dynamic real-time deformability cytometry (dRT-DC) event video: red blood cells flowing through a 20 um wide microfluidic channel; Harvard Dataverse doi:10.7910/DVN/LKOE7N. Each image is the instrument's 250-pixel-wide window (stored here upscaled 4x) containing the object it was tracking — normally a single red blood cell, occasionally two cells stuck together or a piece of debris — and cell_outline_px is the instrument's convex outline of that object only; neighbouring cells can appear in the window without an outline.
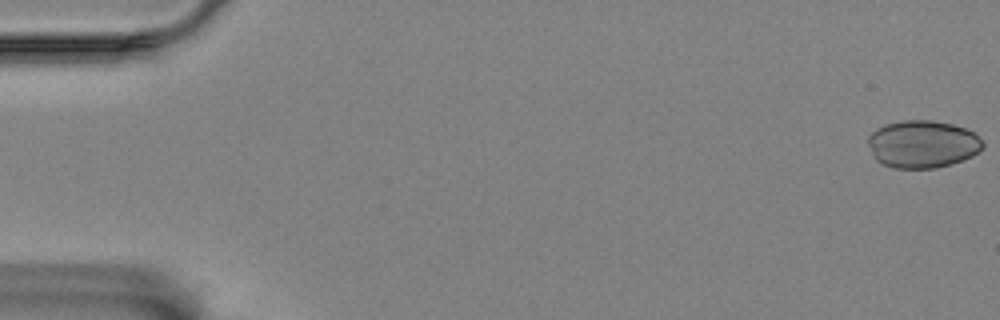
{"species": "Egyptian fruit bat (a non-hibernating species)", "species_latin": "Rousettus aegyptiacus", "temperature_condition": "room temperature", "stored_images_in_passage": 58, "camera_frame_rate_fps": 3000, "um_per_image_px": 0.085, "animal": {"sex": "female"}, "frame": {"image": 1, "passage_image": 1, "time_ms": 0.0, "image_size_px": [1000, 320], "cell_outline_px": [[984, 148], [972, 156], [936, 168], [892, 168], [876, 160], [872, 156], [868, 144], [868, 136], [876, 128], [884, 124], [904, 120], [932, 120], [952, 124], [964, 128], [972, 132], [984, 144]], "centroid_in_image_um": [78.37, 12.24], "position_along_channel_um": 6.6, "area_um2": 31.73}}
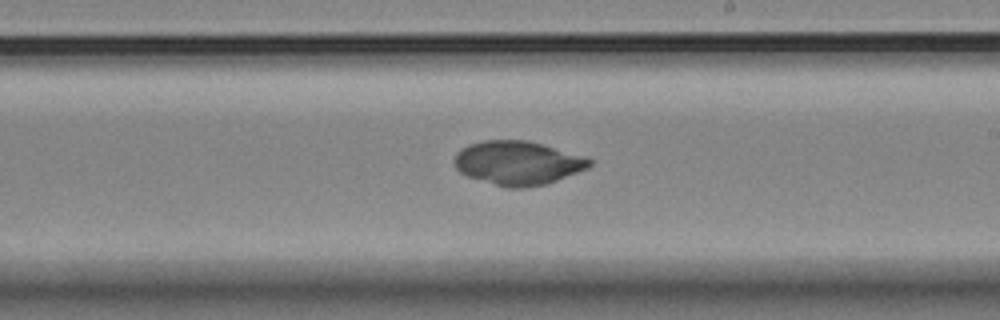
{"frame": {"image": 2, "passage_image": 34, "time_ms": 11.0, "image_size_px": [1000, 320], "cell_outline_px": [[592, 164], [588, 168], [548, 184], [524, 188], [508, 188], [468, 176], [460, 172], [456, 168], [452, 160], [456, 152], [460, 148], [468, 144], [484, 140], [528, 140], [584, 156], [592, 160]], "centroid_in_image_um": [43.99, 13.85], "position_along_channel_um": 245.0, "area_um2": 34.74}}
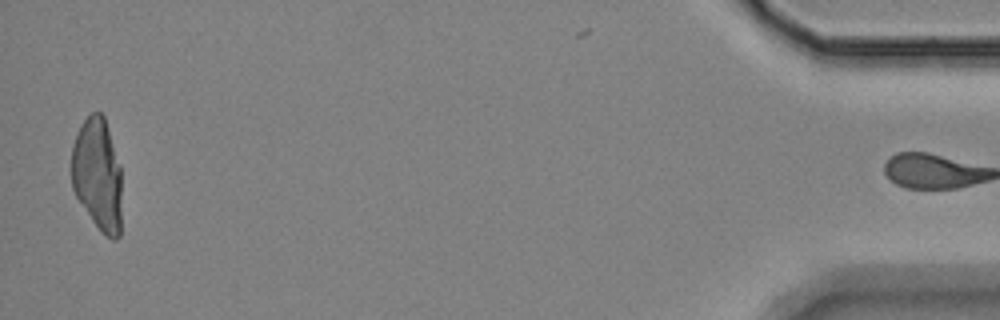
{"frame": {"image": 3, "passage_image": 57, "time_ms": 18.667, "image_size_px": [1000, 320], "cell_outline_px": [[120, 236], [116, 240], [112, 240], [104, 236], [92, 220], [76, 196], [72, 188], [72, 144], [80, 124], [92, 112], [100, 112], [104, 116], [120, 164]], "centroid_in_image_um": [8.28, 14.84], "position_along_channel_um": 426.9, "area_um2": 33.0}}